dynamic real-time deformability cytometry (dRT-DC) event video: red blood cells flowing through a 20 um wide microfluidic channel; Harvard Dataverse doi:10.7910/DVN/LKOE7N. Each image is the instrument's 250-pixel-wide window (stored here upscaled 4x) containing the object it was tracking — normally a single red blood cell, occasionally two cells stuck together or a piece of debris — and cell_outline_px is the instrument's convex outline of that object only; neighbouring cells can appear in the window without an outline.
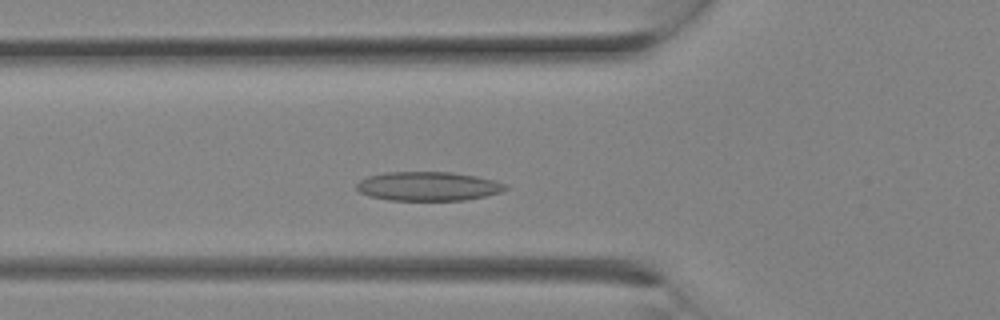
{"species": "Egyptian fruit bat (a non-hibernating species)", "species_latin": "Rousettus aegyptiacus", "temperature_condition": "room temperature", "stored_images_in_passage": 6, "camera_frame_rate_fps": 3000, "um_per_image_px": 0.085, "animal": {"sex": "female"}, "frame": {"image": 1, "passage_image": 4, "time_ms": 1.0, "image_size_px": [1000, 320], "cell_outline_px": [[508, 188], [500, 192], [484, 196], [464, 200], [388, 200], [368, 196], [360, 192], [356, 188], [356, 184], [360, 180], [368, 176], [384, 172], [452, 172], [476, 176], [496, 180], [504, 184]], "centroid_in_image_um": [36.36, 15.83], "position_along_channel_um": 89.4, "area_um2": 25.2}}
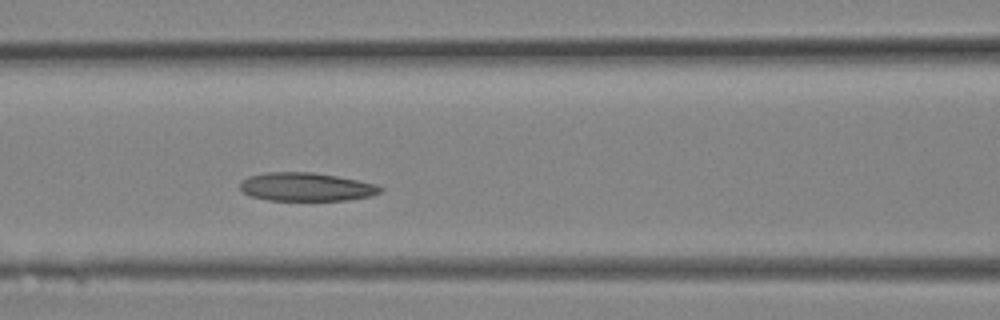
{"frame": {"image": 2, "passage_image": 6, "time_ms": 1.667, "image_size_px": [1000, 320], "cell_outline_px": [[384, 188], [380, 192], [372, 196], [348, 200], [268, 200], [252, 196], [244, 192], [240, 188], [240, 184], [248, 176], [268, 172], [312, 172], [360, 180], [376, 184]], "centroid_in_image_um": [26.07, 15.88], "position_along_channel_um": 140.5, "area_um2": 23.18}}